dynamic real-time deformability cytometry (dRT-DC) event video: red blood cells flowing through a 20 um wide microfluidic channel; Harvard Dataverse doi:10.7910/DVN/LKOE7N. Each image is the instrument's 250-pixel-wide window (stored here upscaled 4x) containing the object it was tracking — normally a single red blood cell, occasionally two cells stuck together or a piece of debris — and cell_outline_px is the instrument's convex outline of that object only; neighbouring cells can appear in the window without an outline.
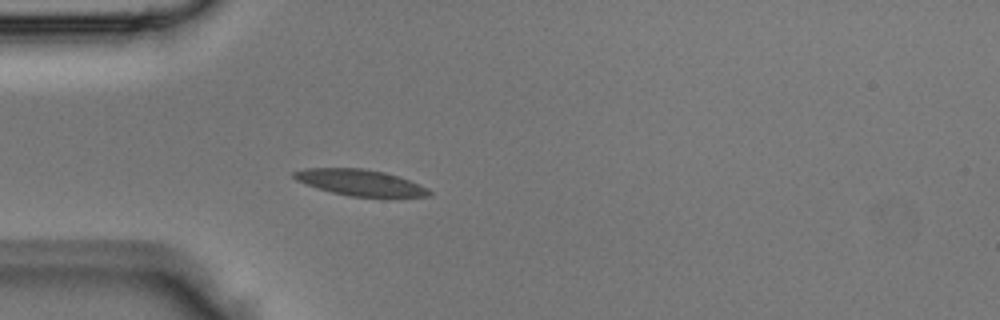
{"species": "Egyptian fruit bat (a non-hibernating species)", "species_latin": "Rousettus aegyptiacus", "temperature_condition": "room temperature", "stored_images_in_passage": 3, "camera_frame_rate_fps": 3000, "um_per_image_px": 0.085, "animal": {"sex": "male"}, "frame": {"image": 1, "passage_image": 3, "time_ms": 0.667, "image_size_px": [1000, 320], "cell_outline_px": [[432, 192], [428, 196], [352, 196], [332, 192], [296, 180], [292, 176], [292, 172], [304, 168], [364, 168], [384, 172], [408, 180], [428, 188]], "centroid_in_image_um": [30.58, 15.49], "position_along_channel_um": 54.4, "area_um2": 20.06}}